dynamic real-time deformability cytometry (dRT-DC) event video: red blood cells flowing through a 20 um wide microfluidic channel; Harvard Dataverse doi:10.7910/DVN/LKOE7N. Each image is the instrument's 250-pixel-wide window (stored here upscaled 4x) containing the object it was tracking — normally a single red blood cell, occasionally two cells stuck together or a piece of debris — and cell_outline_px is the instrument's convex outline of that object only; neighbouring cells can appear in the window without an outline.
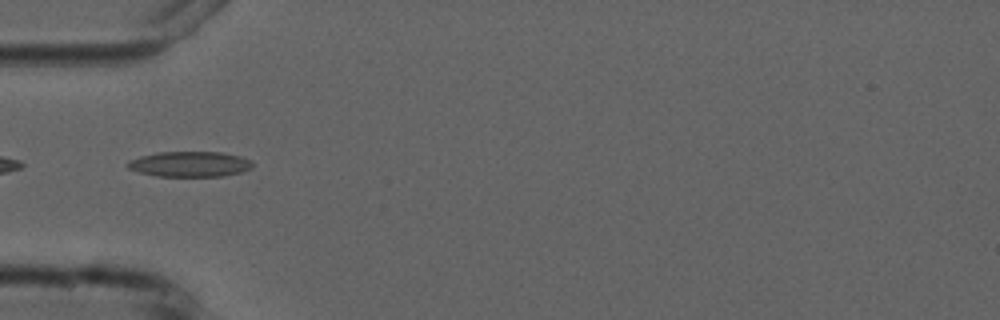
{"species": "common noctule bat (a hibernating species)", "species_latin": "Nyctalus noctula", "temperature_condition": "cold", "stored_images_in_passage": 6, "camera_frame_rate_fps": 3000, "um_per_image_px": 0.085, "animal": {"sex": "male", "forearm_length_mm": 52.5}, "frame": {"image": 1, "passage_image": 5, "time_ms": 5.333, "image_size_px": [1000, 320], "cell_outline_px": [[252, 168], [240, 172], [224, 176], [156, 176], [140, 172], [128, 168], [124, 164], [128, 160], [140, 156], [156, 152], [220, 152], [240, 156], [252, 160]], "centroid_in_image_um": [16.11, 13.94], "position_along_channel_um": 68.9, "area_um2": 18.55}}
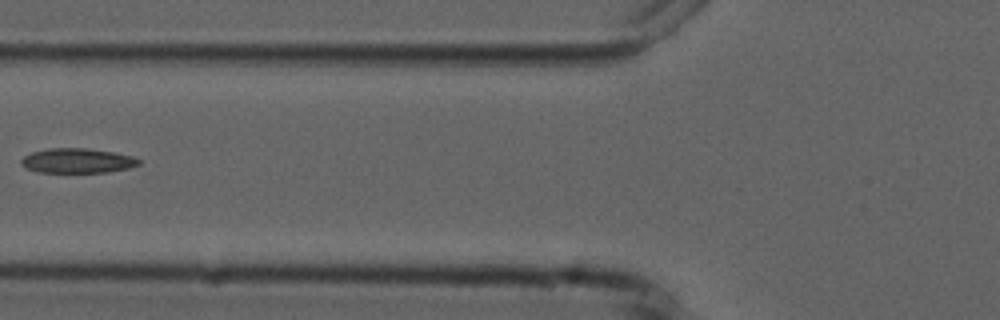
{"frame": {"image": 2, "passage_image": 6, "time_ms": 6.667, "image_size_px": [1000, 320], "cell_outline_px": [[140, 164], [128, 168], [108, 172], [36, 172], [24, 168], [20, 164], [20, 160], [24, 156], [32, 152], [48, 148], [88, 148], [116, 152], [132, 156], [140, 160]], "centroid_in_image_um": [6.55, 13.65], "position_along_channel_um": 119.3, "area_um2": 17.11}}